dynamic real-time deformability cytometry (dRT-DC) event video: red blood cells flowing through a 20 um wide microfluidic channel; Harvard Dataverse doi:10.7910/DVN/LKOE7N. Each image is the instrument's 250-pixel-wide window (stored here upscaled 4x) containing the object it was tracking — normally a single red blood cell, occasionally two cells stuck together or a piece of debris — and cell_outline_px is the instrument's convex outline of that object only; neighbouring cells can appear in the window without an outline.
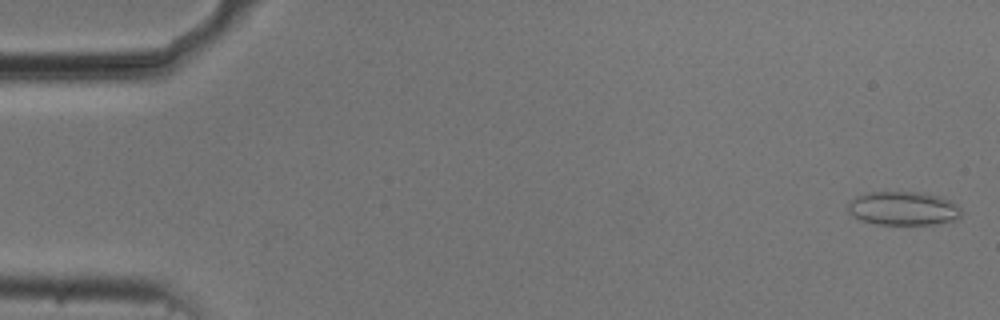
{"species": "common noctule bat (a hibernating species)", "species_latin": "Nyctalus noctula", "temperature_condition": "cold", "stored_images_in_passage": 54, "camera_frame_rate_fps": 3000, "um_per_image_px": 0.085, "animal": {"sex": "male", "body_mass_g": 20.5, "forearm_length_mm": 52.5}, "frame": {"image": 1, "passage_image": 2, "time_ms": 0.333, "image_size_px": [1000, 320], "cell_outline_px": [[964, 212], [956, 220], [936, 224], [876, 224], [860, 220], [852, 216], [848, 212], [848, 200], [864, 192], [924, 192], [952, 200]], "centroid_in_image_um": [76.77, 17.71], "position_along_channel_um": 8.2, "area_um2": 22.72}}
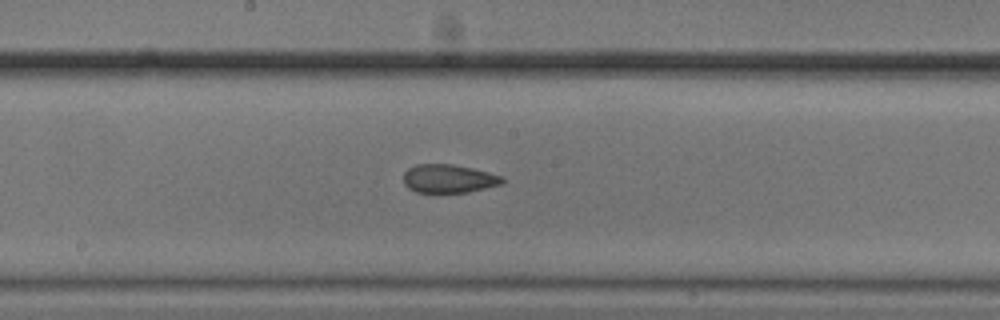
{"frame": {"image": 2, "passage_image": 29, "time_ms": 9.333, "image_size_px": [1000, 320], "cell_outline_px": [[504, 184], [468, 192], [416, 192], [408, 188], [404, 184], [404, 172], [408, 168], [416, 164], [452, 164], [472, 168], [504, 176]], "centroid_in_image_um": [38.16, 15.18], "position_along_channel_um": 210.0, "area_um2": 16.47}}
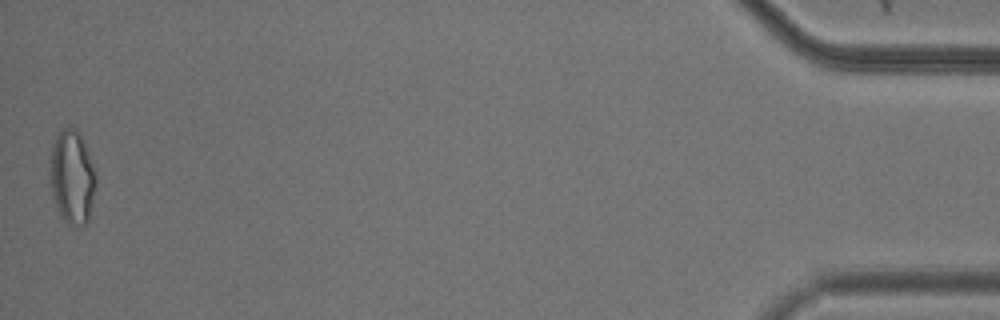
{"frame": {"image": 3, "passage_image": 54, "time_ms": 17.667, "image_size_px": [1000, 320], "cell_outline_px": [[96, 184], [88, 220], [84, 224], [68, 224], [60, 216], [56, 208], [48, 184], [48, 168], [52, 144], [56, 136], [68, 124], [76, 128], [80, 132], [92, 164], [96, 176]], "centroid_in_image_um": [6.07, 15.01], "position_along_channel_um": 429.1, "area_um2": 25.55}, "authors_computed_cell_mechanics": {"area_um2": 18.6694, "velocity_mm_per_s": 3.742, "shape_relaxation_time_tau1_ms": null, "shape_relaxation_time_tau2_ms": 2.6239, "deformation_change_tau1": null, "deformation_change_tau2": 0.0713}}